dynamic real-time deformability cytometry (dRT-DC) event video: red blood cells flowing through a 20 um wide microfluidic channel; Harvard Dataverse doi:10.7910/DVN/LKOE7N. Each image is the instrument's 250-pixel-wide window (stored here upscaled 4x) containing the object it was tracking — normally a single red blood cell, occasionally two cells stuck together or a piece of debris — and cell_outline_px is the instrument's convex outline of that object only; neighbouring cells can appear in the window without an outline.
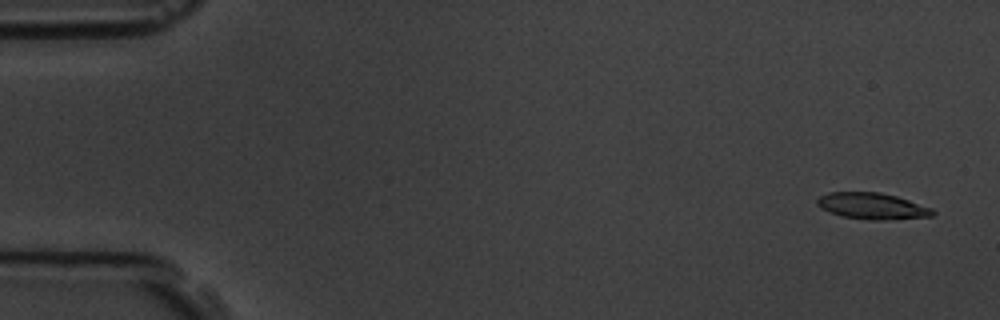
{"species": "common noctule bat (a hibernating species)", "species_latin": "Nyctalus noctula", "temperature_condition": "room temperature", "stored_images_in_passage": 4, "camera_frame_rate_fps": 3000, "um_per_image_px": 0.085, "animal": {"sex": "male", "body_mass_g": 19.5, "forearm_length_mm": 54.6}, "frame": {"image": 1, "passage_image": 1, "time_ms": 0.0, "image_size_px": [1000, 320], "cell_outline_px": [[936, 212], [932, 216], [880, 220], [868, 220], [840, 216], [828, 212], [820, 208], [816, 204], [816, 200], [820, 196], [828, 192], [880, 192], [896, 196], [932, 208]], "centroid_in_image_um": [74.09, 17.51], "position_along_channel_um": 10.9, "area_um2": 17.8}}
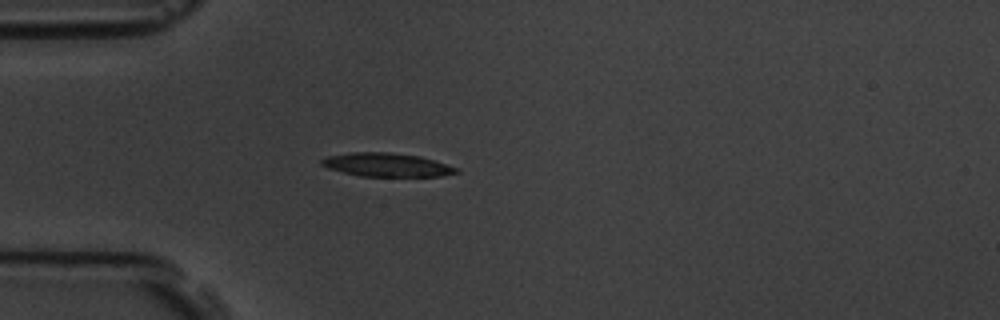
{"frame": {"image": 2, "passage_image": 4, "time_ms": 4.333, "image_size_px": [1000, 320], "cell_outline_px": [[460, 172], [440, 176], [360, 176], [328, 168], [320, 164], [320, 160], [328, 156], [352, 152], [388, 152], [416, 156], [432, 160], [460, 168]], "centroid_in_image_um": [32.86, 14.01], "position_along_channel_um": 52.1, "area_um2": 18.26}}